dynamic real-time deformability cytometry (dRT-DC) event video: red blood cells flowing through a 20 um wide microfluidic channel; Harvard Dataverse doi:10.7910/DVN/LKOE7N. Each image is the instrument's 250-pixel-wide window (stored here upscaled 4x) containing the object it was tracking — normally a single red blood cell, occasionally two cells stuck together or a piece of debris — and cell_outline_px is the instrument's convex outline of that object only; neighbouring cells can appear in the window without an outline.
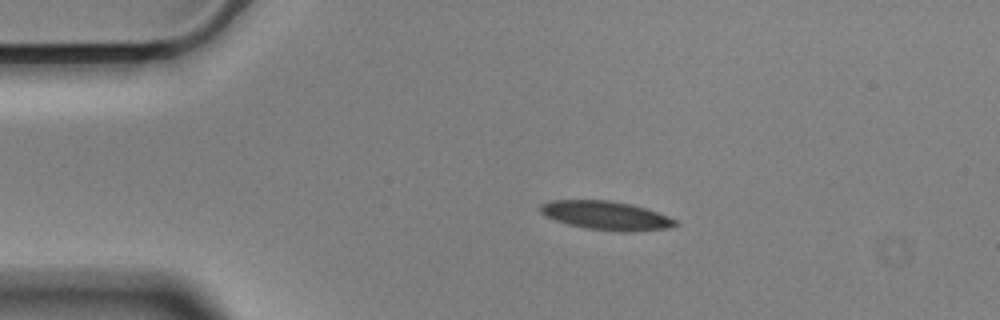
{"species": "Egyptian fruit bat (a non-hibernating species)", "species_latin": "Rousettus aegyptiacus", "temperature_condition": "cold", "stored_images_in_passage": 46, "camera_frame_rate_fps": 3000, "um_per_image_px": 0.085, "animal": {"sex": "male"}, "frame": {"image": 1, "passage_image": 1, "time_ms": 0.0, "image_size_px": [1000, 320], "cell_outline_px": [[680, 224], [668, 228], [624, 232], [616, 232], [584, 228], [568, 224], [544, 216], [540, 212], [540, 204], [552, 200], [608, 200], [632, 204], [668, 216], [676, 220]], "centroid_in_image_um": [51.5, 18.32], "position_along_channel_um": 33.5, "area_um2": 22.66}}
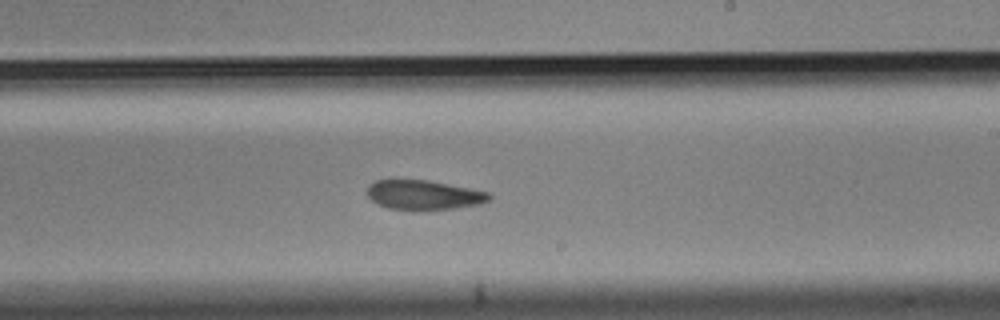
{"frame": {"image": 2, "passage_image": 23, "time_ms": 7.333, "image_size_px": [1000, 320], "cell_outline_px": [[492, 200], [480, 204], [456, 208], [420, 212], [388, 208], [372, 200], [368, 196], [368, 184], [372, 180], [428, 180], [488, 192], [492, 196]], "centroid_in_image_um": [36.03, 16.6], "position_along_channel_um": 253.0, "area_um2": 21.39}}
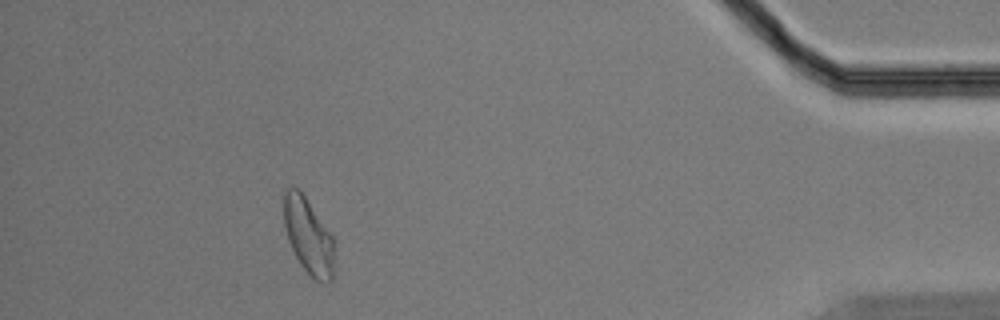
{"frame": {"image": 3, "passage_image": 41, "time_ms": 13.333, "image_size_px": [1000, 320], "cell_outline_px": [[332, 280], [328, 284], [316, 280], [300, 264], [288, 240], [284, 228], [280, 196], [284, 188], [296, 188], [304, 196], [332, 236]], "centroid_in_image_um": [26.12, 20.0], "position_along_channel_um": 409.1, "area_um2": 22.14}, "authors_computed_cell_mechanics": {"area_um2": 22.3975, "velocity_mm_per_s": 3.5271, "shape_relaxation_time_tau1_ms": 9.4474, "shape_relaxation_time_tau2_ms": 4.9036, "deformation_change_tau1": 0.1554, "deformation_change_tau2": 0.1095}}